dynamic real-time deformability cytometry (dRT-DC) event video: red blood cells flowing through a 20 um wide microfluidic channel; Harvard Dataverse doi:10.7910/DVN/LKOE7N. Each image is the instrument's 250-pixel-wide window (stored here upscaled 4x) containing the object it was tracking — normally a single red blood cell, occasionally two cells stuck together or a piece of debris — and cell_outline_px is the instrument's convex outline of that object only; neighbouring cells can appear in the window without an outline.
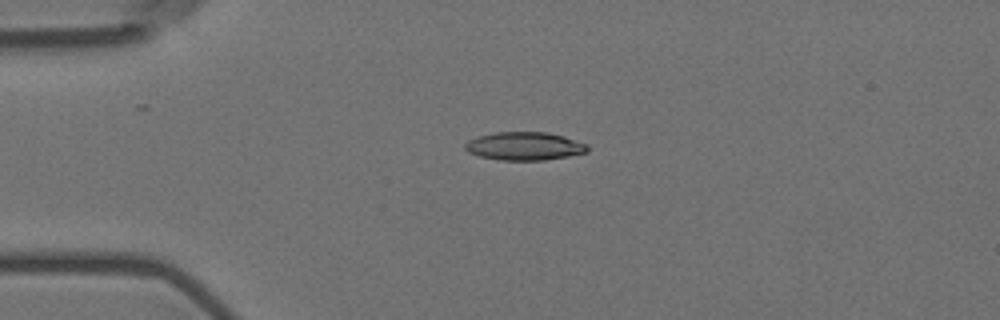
{"species": "Egyptian fruit bat (a non-hibernating species)", "species_latin": "Rousettus aegyptiacus", "temperature_condition": "room temperature", "stored_images_in_passage": 3, "camera_frame_rate_fps": 3000, "um_per_image_px": 0.085, "animal": {"sex": "female"}, "frame": {"image": 1, "passage_image": 1, "time_ms": 0.0, "image_size_px": [1000, 320], "cell_outline_px": [[588, 152], [568, 156], [544, 160], [500, 160], [480, 156], [468, 152], [464, 148], [464, 144], [468, 140], [480, 136], [496, 132], [548, 132], [564, 136], [588, 144]], "centroid_in_image_um": [44.6, 12.42], "position_along_channel_um": 40.4, "area_um2": 20.11}}
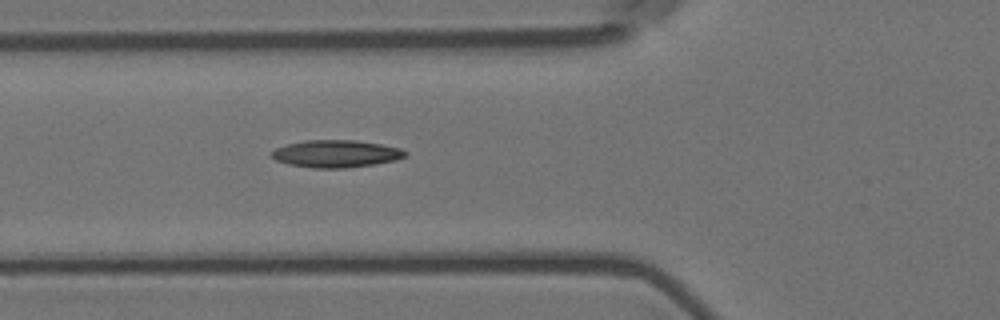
{"frame": {"image": 2, "passage_image": 3, "time_ms": 0.667, "image_size_px": [1000, 320], "cell_outline_px": [[408, 156], [396, 160], [376, 164], [344, 168], [312, 168], [288, 164], [276, 160], [268, 152], [276, 148], [288, 144], [304, 140], [356, 140], [380, 144], [400, 148], [408, 152]], "centroid_in_image_um": [28.58, 13.07], "position_along_channel_um": 97.2, "area_um2": 21.44}}